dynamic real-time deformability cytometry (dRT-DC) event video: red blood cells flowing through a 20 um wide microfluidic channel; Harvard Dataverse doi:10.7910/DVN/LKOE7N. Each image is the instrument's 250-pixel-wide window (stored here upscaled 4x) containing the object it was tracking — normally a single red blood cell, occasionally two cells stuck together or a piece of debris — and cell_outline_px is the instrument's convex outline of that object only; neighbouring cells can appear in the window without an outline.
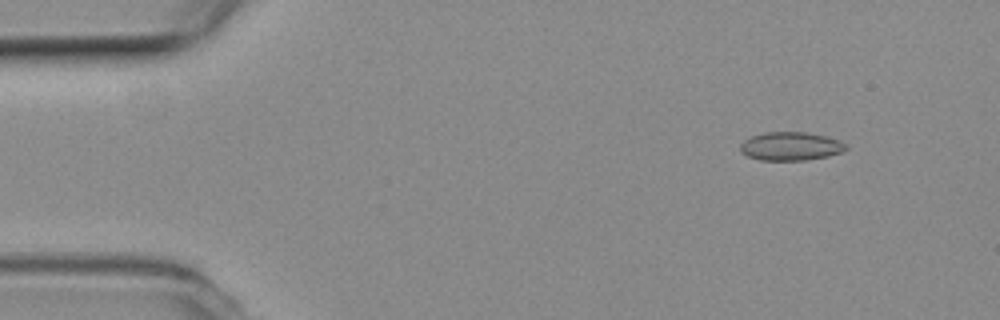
{"species": "common noctule bat (a hibernating species)", "species_latin": "Nyctalus noctula", "temperature_condition": "room temperature", "stored_images_in_passage": 6, "segment_of_instrument_passage": [1, 2], "camera_frame_rate_fps": 3000, "um_per_image_px": 0.085, "animal": {"sex": "female", "body_mass_g": 19.3, "forearm_length_mm": 54.1}, "frame": {"image": 1, "passage_image": 2, "time_ms": 0.333, "image_size_px": [1000, 320], "cell_outline_px": [[848, 148], [844, 152], [828, 156], [804, 160], [760, 160], [748, 156], [740, 152], [740, 144], [744, 140], [752, 136], [764, 132], [804, 132], [824, 136], [840, 140], [848, 144]], "centroid_in_image_um": [67.23, 12.43], "position_along_channel_um": 17.8, "area_um2": 17.63}}